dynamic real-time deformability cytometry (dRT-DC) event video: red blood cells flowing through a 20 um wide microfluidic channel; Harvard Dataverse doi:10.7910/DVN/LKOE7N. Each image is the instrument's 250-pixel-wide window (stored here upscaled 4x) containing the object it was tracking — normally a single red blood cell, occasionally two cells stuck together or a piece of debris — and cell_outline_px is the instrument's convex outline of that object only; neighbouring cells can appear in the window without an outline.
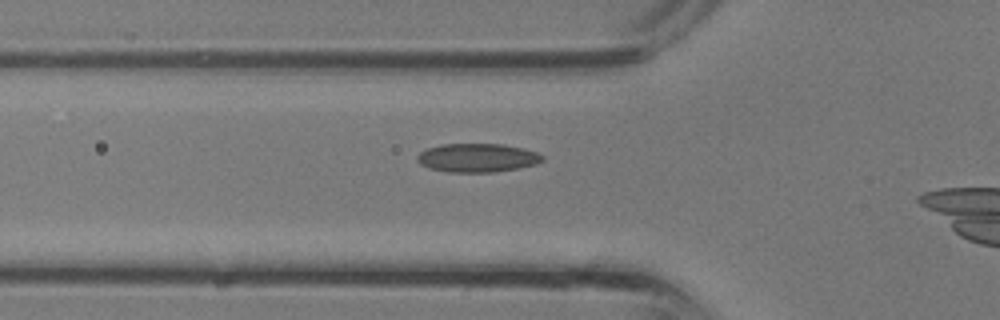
{"species": "common noctule bat (a hibernating species)", "species_latin": "Nyctalus noctula", "temperature_condition": "room temperature", "stored_images_in_passage": 10, "camera_frame_rate_fps": 3000, "um_per_image_px": 0.085, "animal": {"sex": "male", "body_mass_g": 13.3}, "frame": {"image": 1, "passage_image": 9, "time_ms": 2.667, "image_size_px": [1000, 320], "cell_outline_px": [[544, 160], [536, 164], [496, 172], [448, 172], [428, 168], [420, 164], [416, 160], [416, 156], [420, 152], [428, 148], [440, 144], [504, 144], [524, 148], [536, 152], [544, 156]], "centroid_in_image_um": [40.56, 13.41], "position_along_channel_um": 85.2, "area_um2": 21.04}}